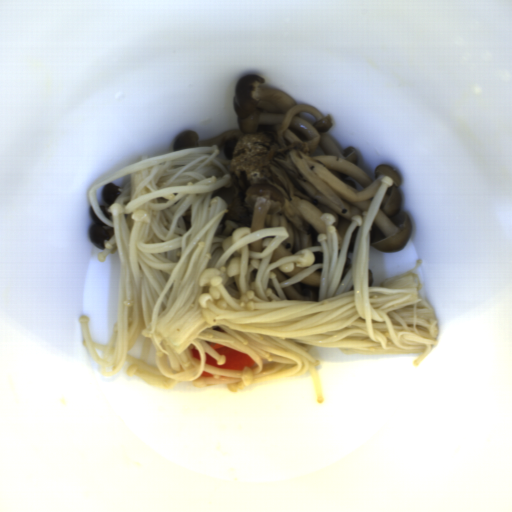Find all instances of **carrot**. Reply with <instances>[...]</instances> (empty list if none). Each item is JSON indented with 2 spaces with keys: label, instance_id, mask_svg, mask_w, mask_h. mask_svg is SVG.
<instances>
[{
  "label": "carrot",
  "instance_id": "1",
  "mask_svg": "<svg viewBox=\"0 0 512 512\" xmlns=\"http://www.w3.org/2000/svg\"><path fill=\"white\" fill-rule=\"evenodd\" d=\"M210 345L219 355H225L226 361L221 365H217L216 358L205 352V364L211 365L219 369L239 370L242 371L244 367L251 368L255 365L253 358L247 353H241L232 348L212 343L205 342Z\"/></svg>",
  "mask_w": 512,
  "mask_h": 512
},
{
  "label": "carrot",
  "instance_id": "2",
  "mask_svg": "<svg viewBox=\"0 0 512 512\" xmlns=\"http://www.w3.org/2000/svg\"><path fill=\"white\" fill-rule=\"evenodd\" d=\"M189 351L195 360L201 362V356L197 346L193 345V347Z\"/></svg>",
  "mask_w": 512,
  "mask_h": 512
},
{
  "label": "carrot",
  "instance_id": "3",
  "mask_svg": "<svg viewBox=\"0 0 512 512\" xmlns=\"http://www.w3.org/2000/svg\"><path fill=\"white\" fill-rule=\"evenodd\" d=\"M201 378H213V374L207 372L206 370H203L202 374L199 376Z\"/></svg>",
  "mask_w": 512,
  "mask_h": 512
},
{
  "label": "carrot",
  "instance_id": "4",
  "mask_svg": "<svg viewBox=\"0 0 512 512\" xmlns=\"http://www.w3.org/2000/svg\"><path fill=\"white\" fill-rule=\"evenodd\" d=\"M212 329H213V331H221V332H225V333L227 332L226 330H224L223 328H221L219 326L215 327V328H212Z\"/></svg>",
  "mask_w": 512,
  "mask_h": 512
}]
</instances>
